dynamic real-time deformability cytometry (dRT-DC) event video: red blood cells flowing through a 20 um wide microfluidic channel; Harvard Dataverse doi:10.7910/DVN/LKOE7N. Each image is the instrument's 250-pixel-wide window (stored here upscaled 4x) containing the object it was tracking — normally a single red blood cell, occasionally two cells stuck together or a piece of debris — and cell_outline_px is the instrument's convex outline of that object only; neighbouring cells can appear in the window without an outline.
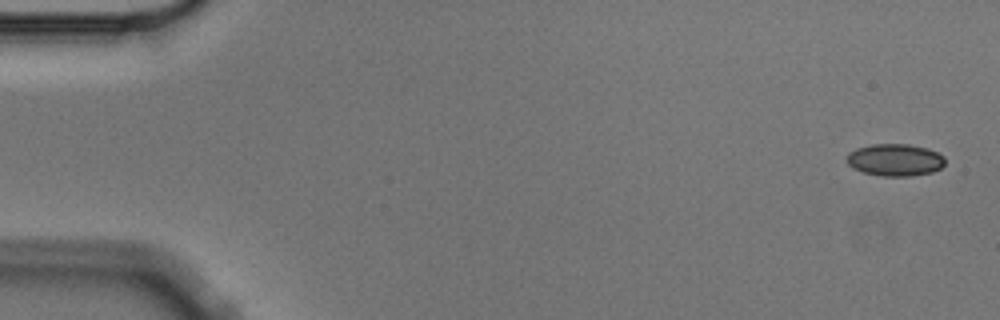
{"species": "Egyptian fruit bat (a non-hibernating species)", "species_latin": "Rousettus aegyptiacus", "temperature_condition": "cold", "stored_images_in_passage": 5, "camera_frame_rate_fps": 3000, "um_per_image_px": 0.085, "animal": {"sex": "male"}, "frame": {"image": 1, "passage_image": 1, "time_ms": 0.0, "image_size_px": [1000, 320], "cell_outline_px": [[944, 164], [940, 168], [932, 172], [908, 176], [884, 176], [864, 172], [852, 168], [844, 160], [848, 152], [856, 148], [872, 144], [908, 144], [928, 148], [944, 156]], "centroid_in_image_um": [76.04, 13.58], "position_along_channel_um": 9.0, "area_um2": 18.5}}